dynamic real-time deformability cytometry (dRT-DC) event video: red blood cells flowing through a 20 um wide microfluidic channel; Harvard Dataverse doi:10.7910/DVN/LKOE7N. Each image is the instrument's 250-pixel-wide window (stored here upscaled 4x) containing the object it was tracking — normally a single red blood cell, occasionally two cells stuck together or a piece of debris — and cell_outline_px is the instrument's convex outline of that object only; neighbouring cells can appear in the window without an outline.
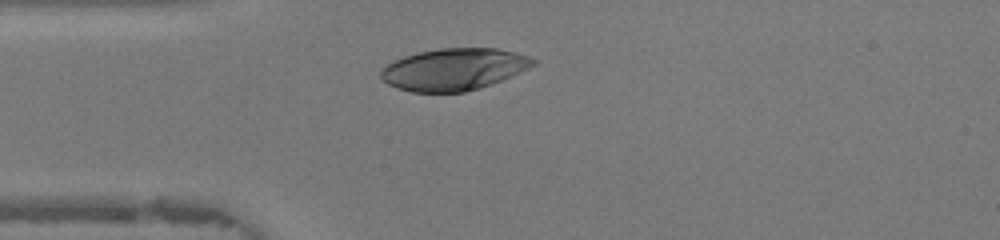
{"species": "human", "species_latin": "Homo sapiens", "temperature_condition": "warm", "stored_images_in_passage": 33, "camera_frame_rate_fps": 3000, "um_per_image_px": 0.085, "donor": {"sex": "female"}, "frame": {"image": 1, "passage_image": 7, "time_ms": 2.0, "image_size_px": [1000, 240], "cell_outline_px": [[540, 60], [536, 64], [512, 76], [492, 84], [480, 88], [464, 92], [412, 92], [396, 88], [388, 84], [380, 76], [380, 68], [392, 60], [416, 52], [440, 48], [496, 48], [528, 56]], "centroid_in_image_um": [38.56, 5.89], "position_along_channel_um": 46.4, "area_um2": 37.51}}
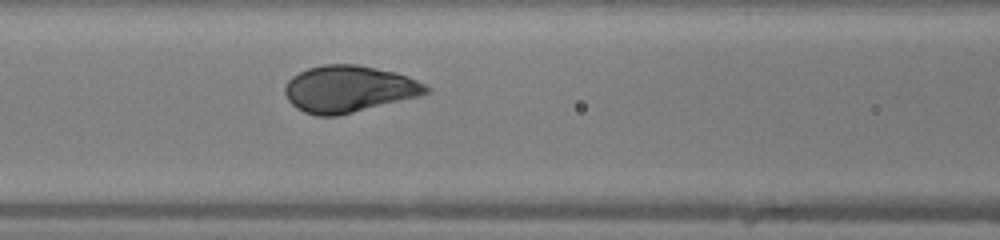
{"frame": {"image": 2, "passage_image": 14, "time_ms": 4.333, "image_size_px": [1000, 240], "cell_outline_px": [[432, 92], [420, 96], [336, 116], [316, 116], [304, 112], [296, 108], [288, 100], [284, 92], [284, 84], [292, 76], [308, 68], [324, 64], [356, 64], [396, 72], [408, 76], [432, 88]], "centroid_in_image_um": [29.65, 7.56], "position_along_channel_um": 136.9, "area_um2": 38.61}}
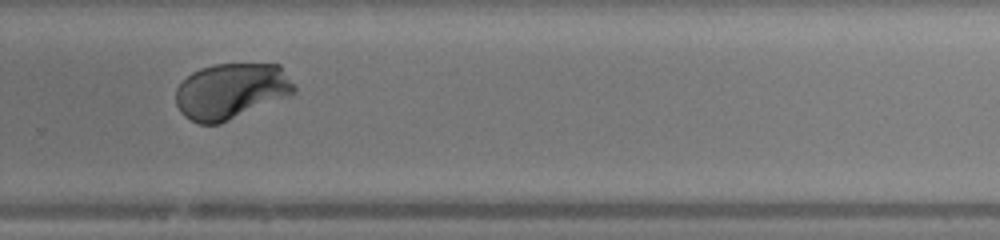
{"frame": {"image": 3, "passage_image": 26, "time_ms": 8.333, "image_size_px": [1000, 240], "cell_outline_px": [[296, 92], [288, 96], [220, 124], [200, 124], [184, 116], [180, 112], [176, 104], [176, 88], [192, 72], [200, 68], [212, 64], [280, 64], [296, 84]], "centroid_in_image_um": [19.66, 7.73], "position_along_channel_um": 310.1, "area_um2": 38.67}, "authors_computed_cell_mechanics": {"area_um2": 38.3214, "velocity_mm_per_s": 4.3381, "shape_relaxation_time_tau1_ms": 1.9984, "shape_relaxation_time_tau2_ms": null, "deformation_change_tau1": 0.1669, "deformation_change_tau2": null}}